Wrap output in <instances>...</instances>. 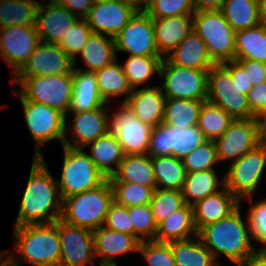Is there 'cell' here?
Returning a JSON list of instances; mask_svg holds the SVG:
<instances>
[{
  "label": "cell",
  "mask_w": 266,
  "mask_h": 266,
  "mask_svg": "<svg viewBox=\"0 0 266 266\" xmlns=\"http://www.w3.org/2000/svg\"><path fill=\"white\" fill-rule=\"evenodd\" d=\"M62 203L57 179L49 172L44 157H33L15 226L53 223L61 218Z\"/></svg>",
  "instance_id": "obj_1"
},
{
  "label": "cell",
  "mask_w": 266,
  "mask_h": 266,
  "mask_svg": "<svg viewBox=\"0 0 266 266\" xmlns=\"http://www.w3.org/2000/svg\"><path fill=\"white\" fill-rule=\"evenodd\" d=\"M245 223L239 206L228 217L203 226L197 236L219 265L218 259L223 254L236 266L257 250L251 242L248 220Z\"/></svg>",
  "instance_id": "obj_2"
},
{
  "label": "cell",
  "mask_w": 266,
  "mask_h": 266,
  "mask_svg": "<svg viewBox=\"0 0 266 266\" xmlns=\"http://www.w3.org/2000/svg\"><path fill=\"white\" fill-rule=\"evenodd\" d=\"M13 238L18 255L3 251L18 265L24 260L33 266H59L61 248L57 220L53 223L14 226Z\"/></svg>",
  "instance_id": "obj_3"
},
{
  "label": "cell",
  "mask_w": 266,
  "mask_h": 266,
  "mask_svg": "<svg viewBox=\"0 0 266 266\" xmlns=\"http://www.w3.org/2000/svg\"><path fill=\"white\" fill-rule=\"evenodd\" d=\"M113 201L112 186L107 179L93 190L63 199L60 219L68 224L93 231L104 226L109 207Z\"/></svg>",
  "instance_id": "obj_4"
},
{
  "label": "cell",
  "mask_w": 266,
  "mask_h": 266,
  "mask_svg": "<svg viewBox=\"0 0 266 266\" xmlns=\"http://www.w3.org/2000/svg\"><path fill=\"white\" fill-rule=\"evenodd\" d=\"M13 84L20 85L19 93L28 101H33L55 108L66 115L73 93L72 74L54 76L13 77Z\"/></svg>",
  "instance_id": "obj_5"
},
{
  "label": "cell",
  "mask_w": 266,
  "mask_h": 266,
  "mask_svg": "<svg viewBox=\"0 0 266 266\" xmlns=\"http://www.w3.org/2000/svg\"><path fill=\"white\" fill-rule=\"evenodd\" d=\"M193 30L204 40L215 64L235 59V31L220 10L197 11L192 15Z\"/></svg>",
  "instance_id": "obj_6"
},
{
  "label": "cell",
  "mask_w": 266,
  "mask_h": 266,
  "mask_svg": "<svg viewBox=\"0 0 266 266\" xmlns=\"http://www.w3.org/2000/svg\"><path fill=\"white\" fill-rule=\"evenodd\" d=\"M63 164L60 180H57L62 200L102 185L107 178L83 149L63 145Z\"/></svg>",
  "instance_id": "obj_7"
},
{
  "label": "cell",
  "mask_w": 266,
  "mask_h": 266,
  "mask_svg": "<svg viewBox=\"0 0 266 266\" xmlns=\"http://www.w3.org/2000/svg\"><path fill=\"white\" fill-rule=\"evenodd\" d=\"M23 106L25 125L34 140V158H42L40 146L60 139L62 145L66 137V115L52 107L26 100L18 91H15Z\"/></svg>",
  "instance_id": "obj_8"
},
{
  "label": "cell",
  "mask_w": 266,
  "mask_h": 266,
  "mask_svg": "<svg viewBox=\"0 0 266 266\" xmlns=\"http://www.w3.org/2000/svg\"><path fill=\"white\" fill-rule=\"evenodd\" d=\"M207 141L197 125L183 129L162 123L152 128L147 155L150 157L172 155L183 160L195 148Z\"/></svg>",
  "instance_id": "obj_9"
},
{
  "label": "cell",
  "mask_w": 266,
  "mask_h": 266,
  "mask_svg": "<svg viewBox=\"0 0 266 266\" xmlns=\"http://www.w3.org/2000/svg\"><path fill=\"white\" fill-rule=\"evenodd\" d=\"M266 166V146L258 144L237 161L231 163L224 175L225 187L240 201L256 192Z\"/></svg>",
  "instance_id": "obj_10"
},
{
  "label": "cell",
  "mask_w": 266,
  "mask_h": 266,
  "mask_svg": "<svg viewBox=\"0 0 266 266\" xmlns=\"http://www.w3.org/2000/svg\"><path fill=\"white\" fill-rule=\"evenodd\" d=\"M207 100L233 119L256 118L248 106L247 94L240 92L236 81L222 64H215L208 71Z\"/></svg>",
  "instance_id": "obj_11"
},
{
  "label": "cell",
  "mask_w": 266,
  "mask_h": 266,
  "mask_svg": "<svg viewBox=\"0 0 266 266\" xmlns=\"http://www.w3.org/2000/svg\"><path fill=\"white\" fill-rule=\"evenodd\" d=\"M208 71L179 67L164 57L159 68L162 92L166 98L206 101Z\"/></svg>",
  "instance_id": "obj_12"
},
{
  "label": "cell",
  "mask_w": 266,
  "mask_h": 266,
  "mask_svg": "<svg viewBox=\"0 0 266 266\" xmlns=\"http://www.w3.org/2000/svg\"><path fill=\"white\" fill-rule=\"evenodd\" d=\"M152 128L139 121L125 102L109 117V132L116 136L125 155L147 154Z\"/></svg>",
  "instance_id": "obj_13"
},
{
  "label": "cell",
  "mask_w": 266,
  "mask_h": 266,
  "mask_svg": "<svg viewBox=\"0 0 266 266\" xmlns=\"http://www.w3.org/2000/svg\"><path fill=\"white\" fill-rule=\"evenodd\" d=\"M116 51L129 56H162L157 49L152 18L139 9L114 38Z\"/></svg>",
  "instance_id": "obj_14"
},
{
  "label": "cell",
  "mask_w": 266,
  "mask_h": 266,
  "mask_svg": "<svg viewBox=\"0 0 266 266\" xmlns=\"http://www.w3.org/2000/svg\"><path fill=\"white\" fill-rule=\"evenodd\" d=\"M218 161H237L260 144L258 118L234 119L215 141ZM234 159V160H233Z\"/></svg>",
  "instance_id": "obj_15"
},
{
  "label": "cell",
  "mask_w": 266,
  "mask_h": 266,
  "mask_svg": "<svg viewBox=\"0 0 266 266\" xmlns=\"http://www.w3.org/2000/svg\"><path fill=\"white\" fill-rule=\"evenodd\" d=\"M60 240L59 266H87L95 263L93 231L57 220Z\"/></svg>",
  "instance_id": "obj_16"
},
{
  "label": "cell",
  "mask_w": 266,
  "mask_h": 266,
  "mask_svg": "<svg viewBox=\"0 0 266 266\" xmlns=\"http://www.w3.org/2000/svg\"><path fill=\"white\" fill-rule=\"evenodd\" d=\"M73 60L58 44L40 41L14 77L72 74Z\"/></svg>",
  "instance_id": "obj_17"
},
{
  "label": "cell",
  "mask_w": 266,
  "mask_h": 266,
  "mask_svg": "<svg viewBox=\"0 0 266 266\" xmlns=\"http://www.w3.org/2000/svg\"><path fill=\"white\" fill-rule=\"evenodd\" d=\"M138 10L124 0H104L93 4L85 20L93 33L115 38Z\"/></svg>",
  "instance_id": "obj_18"
},
{
  "label": "cell",
  "mask_w": 266,
  "mask_h": 266,
  "mask_svg": "<svg viewBox=\"0 0 266 266\" xmlns=\"http://www.w3.org/2000/svg\"><path fill=\"white\" fill-rule=\"evenodd\" d=\"M39 42L35 26L0 28V56L10 66L13 75L28 60Z\"/></svg>",
  "instance_id": "obj_19"
},
{
  "label": "cell",
  "mask_w": 266,
  "mask_h": 266,
  "mask_svg": "<svg viewBox=\"0 0 266 266\" xmlns=\"http://www.w3.org/2000/svg\"><path fill=\"white\" fill-rule=\"evenodd\" d=\"M108 109L104 106L94 110H88L74 115L72 126V143L65 137L63 145L75 149H85L88 144L109 132Z\"/></svg>",
  "instance_id": "obj_20"
},
{
  "label": "cell",
  "mask_w": 266,
  "mask_h": 266,
  "mask_svg": "<svg viewBox=\"0 0 266 266\" xmlns=\"http://www.w3.org/2000/svg\"><path fill=\"white\" fill-rule=\"evenodd\" d=\"M79 18L54 0L38 9L36 31L42 42L58 44Z\"/></svg>",
  "instance_id": "obj_21"
},
{
  "label": "cell",
  "mask_w": 266,
  "mask_h": 266,
  "mask_svg": "<svg viewBox=\"0 0 266 266\" xmlns=\"http://www.w3.org/2000/svg\"><path fill=\"white\" fill-rule=\"evenodd\" d=\"M166 97L160 86L133 89L125 103L135 117L151 127L163 123Z\"/></svg>",
  "instance_id": "obj_22"
},
{
  "label": "cell",
  "mask_w": 266,
  "mask_h": 266,
  "mask_svg": "<svg viewBox=\"0 0 266 266\" xmlns=\"http://www.w3.org/2000/svg\"><path fill=\"white\" fill-rule=\"evenodd\" d=\"M140 240L127 233L101 226L93 230L95 259L100 257V263H115V257L130 252H138Z\"/></svg>",
  "instance_id": "obj_23"
},
{
  "label": "cell",
  "mask_w": 266,
  "mask_h": 266,
  "mask_svg": "<svg viewBox=\"0 0 266 266\" xmlns=\"http://www.w3.org/2000/svg\"><path fill=\"white\" fill-rule=\"evenodd\" d=\"M240 205V200L225 186L217 193L197 201L192 205L197 231L205 225L228 217Z\"/></svg>",
  "instance_id": "obj_24"
},
{
  "label": "cell",
  "mask_w": 266,
  "mask_h": 266,
  "mask_svg": "<svg viewBox=\"0 0 266 266\" xmlns=\"http://www.w3.org/2000/svg\"><path fill=\"white\" fill-rule=\"evenodd\" d=\"M158 52L167 56L193 30L192 15L152 18Z\"/></svg>",
  "instance_id": "obj_25"
},
{
  "label": "cell",
  "mask_w": 266,
  "mask_h": 266,
  "mask_svg": "<svg viewBox=\"0 0 266 266\" xmlns=\"http://www.w3.org/2000/svg\"><path fill=\"white\" fill-rule=\"evenodd\" d=\"M165 58L179 67L210 70L215 63L209 57L204 40L192 30Z\"/></svg>",
  "instance_id": "obj_26"
},
{
  "label": "cell",
  "mask_w": 266,
  "mask_h": 266,
  "mask_svg": "<svg viewBox=\"0 0 266 266\" xmlns=\"http://www.w3.org/2000/svg\"><path fill=\"white\" fill-rule=\"evenodd\" d=\"M73 93L69 105V113H80L106 106L102 99L94 72L73 68Z\"/></svg>",
  "instance_id": "obj_27"
},
{
  "label": "cell",
  "mask_w": 266,
  "mask_h": 266,
  "mask_svg": "<svg viewBox=\"0 0 266 266\" xmlns=\"http://www.w3.org/2000/svg\"><path fill=\"white\" fill-rule=\"evenodd\" d=\"M110 182H131L142 186L157 188L151 157L143 155H124L116 171L108 178Z\"/></svg>",
  "instance_id": "obj_28"
},
{
  "label": "cell",
  "mask_w": 266,
  "mask_h": 266,
  "mask_svg": "<svg viewBox=\"0 0 266 266\" xmlns=\"http://www.w3.org/2000/svg\"><path fill=\"white\" fill-rule=\"evenodd\" d=\"M193 207L186 203L157 225L156 242L185 240L197 236ZM192 236V237H191Z\"/></svg>",
  "instance_id": "obj_29"
},
{
  "label": "cell",
  "mask_w": 266,
  "mask_h": 266,
  "mask_svg": "<svg viewBox=\"0 0 266 266\" xmlns=\"http://www.w3.org/2000/svg\"><path fill=\"white\" fill-rule=\"evenodd\" d=\"M89 145L91 150L87 154L96 168L108 179L124 158L125 154L120 143L113 133L108 132L87 146Z\"/></svg>",
  "instance_id": "obj_30"
},
{
  "label": "cell",
  "mask_w": 266,
  "mask_h": 266,
  "mask_svg": "<svg viewBox=\"0 0 266 266\" xmlns=\"http://www.w3.org/2000/svg\"><path fill=\"white\" fill-rule=\"evenodd\" d=\"M79 55L87 69L77 67L76 69L87 72L100 70L117 59L114 38L92 32Z\"/></svg>",
  "instance_id": "obj_31"
},
{
  "label": "cell",
  "mask_w": 266,
  "mask_h": 266,
  "mask_svg": "<svg viewBox=\"0 0 266 266\" xmlns=\"http://www.w3.org/2000/svg\"><path fill=\"white\" fill-rule=\"evenodd\" d=\"M225 186L224 177L219 180L215 170H205L186 173L181 190L184 203L194 205L197 201L220 191ZM193 199V201L191 200Z\"/></svg>",
  "instance_id": "obj_32"
},
{
  "label": "cell",
  "mask_w": 266,
  "mask_h": 266,
  "mask_svg": "<svg viewBox=\"0 0 266 266\" xmlns=\"http://www.w3.org/2000/svg\"><path fill=\"white\" fill-rule=\"evenodd\" d=\"M235 59H251L266 63V26L254 27L235 32Z\"/></svg>",
  "instance_id": "obj_33"
},
{
  "label": "cell",
  "mask_w": 266,
  "mask_h": 266,
  "mask_svg": "<svg viewBox=\"0 0 266 266\" xmlns=\"http://www.w3.org/2000/svg\"><path fill=\"white\" fill-rule=\"evenodd\" d=\"M195 238L168 242L176 266H220L199 237Z\"/></svg>",
  "instance_id": "obj_34"
},
{
  "label": "cell",
  "mask_w": 266,
  "mask_h": 266,
  "mask_svg": "<svg viewBox=\"0 0 266 266\" xmlns=\"http://www.w3.org/2000/svg\"><path fill=\"white\" fill-rule=\"evenodd\" d=\"M94 73L99 93L106 103L113 97L124 95L126 98L123 102L126 101L132 92V88L128 83L122 65L118 64L117 59Z\"/></svg>",
  "instance_id": "obj_35"
},
{
  "label": "cell",
  "mask_w": 266,
  "mask_h": 266,
  "mask_svg": "<svg viewBox=\"0 0 266 266\" xmlns=\"http://www.w3.org/2000/svg\"><path fill=\"white\" fill-rule=\"evenodd\" d=\"M203 103V100L166 98L163 124L183 129L197 125Z\"/></svg>",
  "instance_id": "obj_36"
},
{
  "label": "cell",
  "mask_w": 266,
  "mask_h": 266,
  "mask_svg": "<svg viewBox=\"0 0 266 266\" xmlns=\"http://www.w3.org/2000/svg\"><path fill=\"white\" fill-rule=\"evenodd\" d=\"M38 0H0V28L36 26Z\"/></svg>",
  "instance_id": "obj_37"
},
{
  "label": "cell",
  "mask_w": 266,
  "mask_h": 266,
  "mask_svg": "<svg viewBox=\"0 0 266 266\" xmlns=\"http://www.w3.org/2000/svg\"><path fill=\"white\" fill-rule=\"evenodd\" d=\"M220 11L235 32L260 24L258 0H224Z\"/></svg>",
  "instance_id": "obj_38"
},
{
  "label": "cell",
  "mask_w": 266,
  "mask_h": 266,
  "mask_svg": "<svg viewBox=\"0 0 266 266\" xmlns=\"http://www.w3.org/2000/svg\"><path fill=\"white\" fill-rule=\"evenodd\" d=\"M157 188L182 190L186 170L181 159L174 156L151 157Z\"/></svg>",
  "instance_id": "obj_39"
},
{
  "label": "cell",
  "mask_w": 266,
  "mask_h": 266,
  "mask_svg": "<svg viewBox=\"0 0 266 266\" xmlns=\"http://www.w3.org/2000/svg\"><path fill=\"white\" fill-rule=\"evenodd\" d=\"M234 119L218 105L204 101L198 118V128L208 141H215Z\"/></svg>",
  "instance_id": "obj_40"
},
{
  "label": "cell",
  "mask_w": 266,
  "mask_h": 266,
  "mask_svg": "<svg viewBox=\"0 0 266 266\" xmlns=\"http://www.w3.org/2000/svg\"><path fill=\"white\" fill-rule=\"evenodd\" d=\"M163 58V56H129L127 58L122 67L132 90L148 83L154 74H159Z\"/></svg>",
  "instance_id": "obj_41"
},
{
  "label": "cell",
  "mask_w": 266,
  "mask_h": 266,
  "mask_svg": "<svg viewBox=\"0 0 266 266\" xmlns=\"http://www.w3.org/2000/svg\"><path fill=\"white\" fill-rule=\"evenodd\" d=\"M113 190V200L126 207L149 204L154 189L131 182H110Z\"/></svg>",
  "instance_id": "obj_42"
},
{
  "label": "cell",
  "mask_w": 266,
  "mask_h": 266,
  "mask_svg": "<svg viewBox=\"0 0 266 266\" xmlns=\"http://www.w3.org/2000/svg\"><path fill=\"white\" fill-rule=\"evenodd\" d=\"M184 199L180 190L156 188L149 203L154 221L158 225L172 212L184 205Z\"/></svg>",
  "instance_id": "obj_43"
},
{
  "label": "cell",
  "mask_w": 266,
  "mask_h": 266,
  "mask_svg": "<svg viewBox=\"0 0 266 266\" xmlns=\"http://www.w3.org/2000/svg\"><path fill=\"white\" fill-rule=\"evenodd\" d=\"M91 34L92 30L85 18H80L70 27L65 37L58 43L61 49L73 60L74 67L77 64V55L80 54Z\"/></svg>",
  "instance_id": "obj_44"
},
{
  "label": "cell",
  "mask_w": 266,
  "mask_h": 266,
  "mask_svg": "<svg viewBox=\"0 0 266 266\" xmlns=\"http://www.w3.org/2000/svg\"><path fill=\"white\" fill-rule=\"evenodd\" d=\"M143 10L151 18L193 15L192 0H146Z\"/></svg>",
  "instance_id": "obj_45"
},
{
  "label": "cell",
  "mask_w": 266,
  "mask_h": 266,
  "mask_svg": "<svg viewBox=\"0 0 266 266\" xmlns=\"http://www.w3.org/2000/svg\"><path fill=\"white\" fill-rule=\"evenodd\" d=\"M186 173L215 170L213 165L219 163L214 141H207L195 148L183 160Z\"/></svg>",
  "instance_id": "obj_46"
},
{
  "label": "cell",
  "mask_w": 266,
  "mask_h": 266,
  "mask_svg": "<svg viewBox=\"0 0 266 266\" xmlns=\"http://www.w3.org/2000/svg\"><path fill=\"white\" fill-rule=\"evenodd\" d=\"M128 212L134 226V236L140 241L154 240L157 224L154 221L150 205L132 206L128 208Z\"/></svg>",
  "instance_id": "obj_47"
},
{
  "label": "cell",
  "mask_w": 266,
  "mask_h": 266,
  "mask_svg": "<svg viewBox=\"0 0 266 266\" xmlns=\"http://www.w3.org/2000/svg\"><path fill=\"white\" fill-rule=\"evenodd\" d=\"M138 253L144 257L149 266H176L169 243L141 241Z\"/></svg>",
  "instance_id": "obj_48"
},
{
  "label": "cell",
  "mask_w": 266,
  "mask_h": 266,
  "mask_svg": "<svg viewBox=\"0 0 266 266\" xmlns=\"http://www.w3.org/2000/svg\"><path fill=\"white\" fill-rule=\"evenodd\" d=\"M247 214L246 219L249 223L252 239L261 243L263 247L260 250H264L266 248V199L264 198L254 204L251 203Z\"/></svg>",
  "instance_id": "obj_49"
},
{
  "label": "cell",
  "mask_w": 266,
  "mask_h": 266,
  "mask_svg": "<svg viewBox=\"0 0 266 266\" xmlns=\"http://www.w3.org/2000/svg\"><path fill=\"white\" fill-rule=\"evenodd\" d=\"M104 226L117 232L134 235V226L131 223L128 207L113 201L109 207Z\"/></svg>",
  "instance_id": "obj_50"
},
{
  "label": "cell",
  "mask_w": 266,
  "mask_h": 266,
  "mask_svg": "<svg viewBox=\"0 0 266 266\" xmlns=\"http://www.w3.org/2000/svg\"><path fill=\"white\" fill-rule=\"evenodd\" d=\"M243 68L248 81L252 86L259 85L266 81V63L251 59H234Z\"/></svg>",
  "instance_id": "obj_51"
},
{
  "label": "cell",
  "mask_w": 266,
  "mask_h": 266,
  "mask_svg": "<svg viewBox=\"0 0 266 266\" xmlns=\"http://www.w3.org/2000/svg\"><path fill=\"white\" fill-rule=\"evenodd\" d=\"M247 102L256 118L266 112V81L252 87L247 94Z\"/></svg>",
  "instance_id": "obj_52"
},
{
  "label": "cell",
  "mask_w": 266,
  "mask_h": 266,
  "mask_svg": "<svg viewBox=\"0 0 266 266\" xmlns=\"http://www.w3.org/2000/svg\"><path fill=\"white\" fill-rule=\"evenodd\" d=\"M222 65L230 72L232 80L236 81L240 92L248 94V92L252 89L253 86L248 81V78L244 73L242 66L236 60L224 62L222 63Z\"/></svg>",
  "instance_id": "obj_53"
},
{
  "label": "cell",
  "mask_w": 266,
  "mask_h": 266,
  "mask_svg": "<svg viewBox=\"0 0 266 266\" xmlns=\"http://www.w3.org/2000/svg\"><path fill=\"white\" fill-rule=\"evenodd\" d=\"M60 6L65 7L78 18H85L93 6L91 0H54Z\"/></svg>",
  "instance_id": "obj_54"
},
{
  "label": "cell",
  "mask_w": 266,
  "mask_h": 266,
  "mask_svg": "<svg viewBox=\"0 0 266 266\" xmlns=\"http://www.w3.org/2000/svg\"><path fill=\"white\" fill-rule=\"evenodd\" d=\"M236 266H266V252L264 250H256L249 255L243 262Z\"/></svg>",
  "instance_id": "obj_55"
},
{
  "label": "cell",
  "mask_w": 266,
  "mask_h": 266,
  "mask_svg": "<svg viewBox=\"0 0 266 266\" xmlns=\"http://www.w3.org/2000/svg\"><path fill=\"white\" fill-rule=\"evenodd\" d=\"M224 0H192L194 10L197 11H211L220 10Z\"/></svg>",
  "instance_id": "obj_56"
},
{
  "label": "cell",
  "mask_w": 266,
  "mask_h": 266,
  "mask_svg": "<svg viewBox=\"0 0 266 266\" xmlns=\"http://www.w3.org/2000/svg\"><path fill=\"white\" fill-rule=\"evenodd\" d=\"M260 143L266 146V112L258 117Z\"/></svg>",
  "instance_id": "obj_57"
},
{
  "label": "cell",
  "mask_w": 266,
  "mask_h": 266,
  "mask_svg": "<svg viewBox=\"0 0 266 266\" xmlns=\"http://www.w3.org/2000/svg\"><path fill=\"white\" fill-rule=\"evenodd\" d=\"M260 23L266 26V0H258Z\"/></svg>",
  "instance_id": "obj_58"
},
{
  "label": "cell",
  "mask_w": 266,
  "mask_h": 266,
  "mask_svg": "<svg viewBox=\"0 0 266 266\" xmlns=\"http://www.w3.org/2000/svg\"><path fill=\"white\" fill-rule=\"evenodd\" d=\"M4 255H6V254L2 250L0 252V266H22V265H18L16 262H14L9 256L7 258H4L3 257Z\"/></svg>",
  "instance_id": "obj_59"
},
{
  "label": "cell",
  "mask_w": 266,
  "mask_h": 266,
  "mask_svg": "<svg viewBox=\"0 0 266 266\" xmlns=\"http://www.w3.org/2000/svg\"><path fill=\"white\" fill-rule=\"evenodd\" d=\"M124 1L132 3L133 5L138 7L139 9H143L145 4H146V0H124Z\"/></svg>",
  "instance_id": "obj_60"
},
{
  "label": "cell",
  "mask_w": 266,
  "mask_h": 266,
  "mask_svg": "<svg viewBox=\"0 0 266 266\" xmlns=\"http://www.w3.org/2000/svg\"><path fill=\"white\" fill-rule=\"evenodd\" d=\"M98 266H118V264L115 263H99Z\"/></svg>",
  "instance_id": "obj_61"
},
{
  "label": "cell",
  "mask_w": 266,
  "mask_h": 266,
  "mask_svg": "<svg viewBox=\"0 0 266 266\" xmlns=\"http://www.w3.org/2000/svg\"><path fill=\"white\" fill-rule=\"evenodd\" d=\"M91 1H92L93 4H94V3L102 2V1H104V0H91Z\"/></svg>",
  "instance_id": "obj_62"
}]
</instances>
